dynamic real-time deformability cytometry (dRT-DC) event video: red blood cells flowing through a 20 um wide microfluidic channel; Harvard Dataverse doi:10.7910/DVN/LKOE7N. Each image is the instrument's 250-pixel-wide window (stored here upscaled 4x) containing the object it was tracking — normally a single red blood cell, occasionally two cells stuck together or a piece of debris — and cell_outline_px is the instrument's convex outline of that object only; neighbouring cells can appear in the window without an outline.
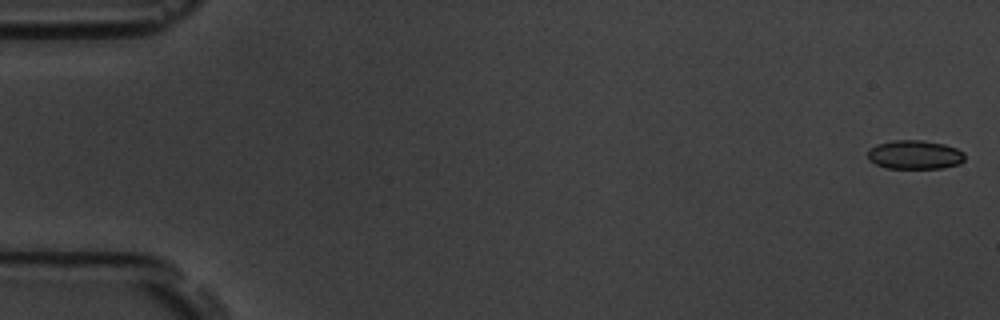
{"species": "common noctule bat (a hibernating species)", "species_latin": "Nyctalus noctula", "temperature_condition": "room temperature", "stored_images_in_passage": 15, "camera_frame_rate_fps": 3000, "um_per_image_px": 0.085, "animal": {"sex": "male", "body_mass_g": 19.5, "forearm_length_mm": 54.6}, "frame": {"image": 1, "passage_image": 1, "time_ms": 0.0, "image_size_px": [1000, 320], "cell_outline_px": [[964, 160], [960, 164], [944, 168], [884, 168], [868, 160], [868, 148], [876, 144], [892, 140], [920, 140], [944, 144], [956, 148], [964, 152]], "centroid_in_image_um": [77.73, 13.15], "position_along_channel_um": 7.3, "area_um2": 16.53}}
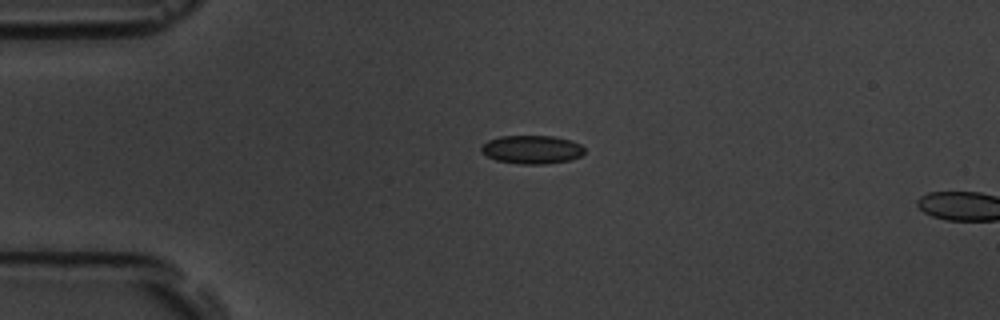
{"frame": {"image": 2, "passage_image": 13, "time_ms": 4.0, "image_size_px": [1000, 320], "cell_outline_px": [[584, 152], [580, 156], [572, 160], [544, 164], [520, 164], [496, 160], [480, 152], [480, 148], [488, 140], [500, 136], [552, 136], [572, 140], [580, 144], [584, 148]], "centroid_in_image_um": [45.22, 12.71], "position_along_channel_um": 39.8, "area_um2": 17.17}}